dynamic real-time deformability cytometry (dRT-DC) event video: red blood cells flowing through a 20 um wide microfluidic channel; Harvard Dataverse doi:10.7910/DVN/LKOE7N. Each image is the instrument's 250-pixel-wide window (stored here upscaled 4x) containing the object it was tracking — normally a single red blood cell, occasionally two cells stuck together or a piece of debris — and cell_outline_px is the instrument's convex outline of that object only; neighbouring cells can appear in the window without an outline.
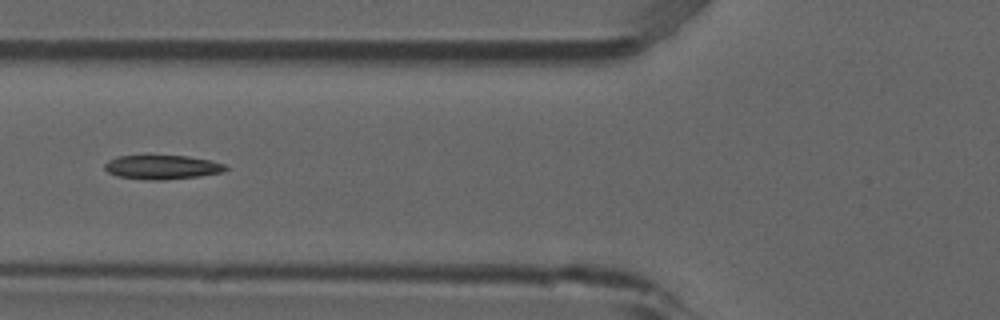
{"species": "common noctule bat (a hibernating species)", "species_latin": "Nyctalus noctula", "temperature_condition": "room temperature", "stored_images_in_passage": 7, "camera_frame_rate_fps": 3000, "um_per_image_px": 0.085, "animal": {"sex": "male", "forearm_length_mm": 52.5}, "frame": {"image": 1, "passage_image": 6, "time_ms": 1.667, "image_size_px": [1000, 320], "cell_outline_px": [[228, 168], [224, 172], [200, 176], [164, 180], [152, 180], [120, 176], [108, 172], [104, 168], [104, 164], [108, 160], [116, 156], [144, 152], [152, 152], [188, 156], [208, 160], [224, 164]], "centroid_in_image_um": [13.73, 14.14], "position_along_channel_um": 112.1, "area_um2": 17.98}}
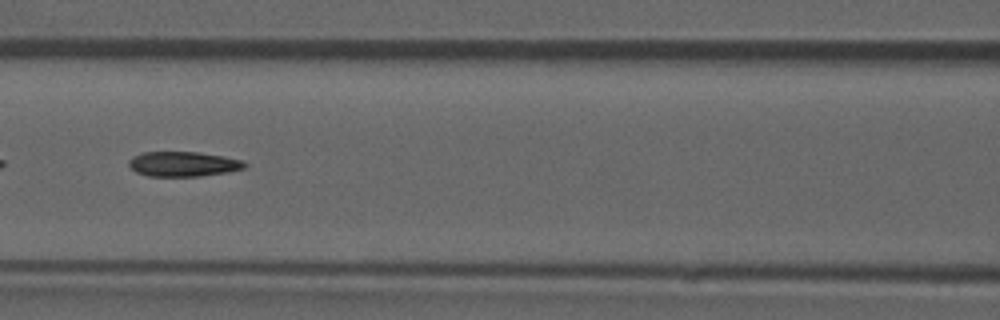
{"frame": {"image": 2, "passage_image": 7, "time_ms": 2.0, "image_size_px": [1000, 320], "cell_outline_px": [[248, 164], [244, 168], [228, 172], [200, 176], [148, 176], [136, 172], [128, 164], [128, 160], [132, 156], [144, 152], [200, 152], [224, 156], [240, 160]], "centroid_in_image_um": [15.56, 13.94], "position_along_channel_um": 151.0, "area_um2": 16.82}}